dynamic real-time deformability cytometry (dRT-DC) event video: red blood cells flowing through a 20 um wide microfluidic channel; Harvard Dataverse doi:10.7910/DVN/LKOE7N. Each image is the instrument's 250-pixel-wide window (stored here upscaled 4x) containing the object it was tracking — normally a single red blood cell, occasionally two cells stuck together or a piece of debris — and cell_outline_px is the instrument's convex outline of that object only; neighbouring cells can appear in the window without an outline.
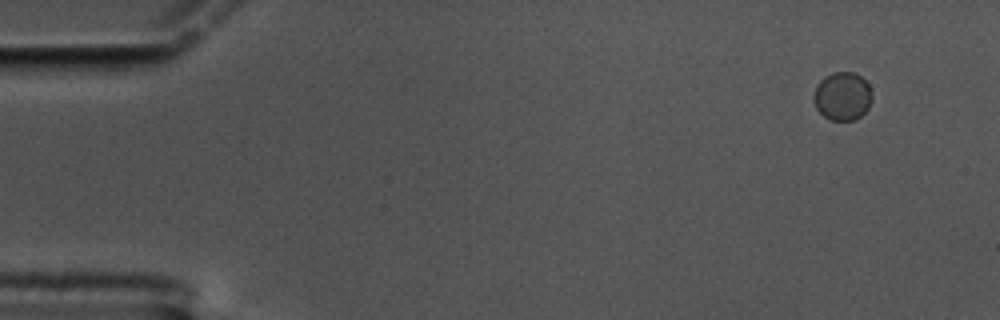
{"species": "common noctule bat (a hibernating species)", "species_latin": "Nyctalus noctula", "temperature_condition": "cold", "stored_images_in_passage": 56, "camera_frame_rate_fps": 3000, "um_per_image_px": 0.085, "animal": {"sex": "male", "body_mass_g": 17.5, "forearm_length_mm": 52.3}, "frame": {"image": 1, "passage_image": 1, "time_ms": 0.0, "image_size_px": [1000, 320], "cell_outline_px": [[872, 100], [868, 108], [856, 120], [828, 120], [816, 108], [812, 96], [816, 84], [824, 76], [832, 72], [852, 72], [860, 76], [868, 84], [872, 92]], "centroid_in_image_um": [71.59, 8.17], "position_along_channel_um": 13.4, "area_um2": 16.65}}
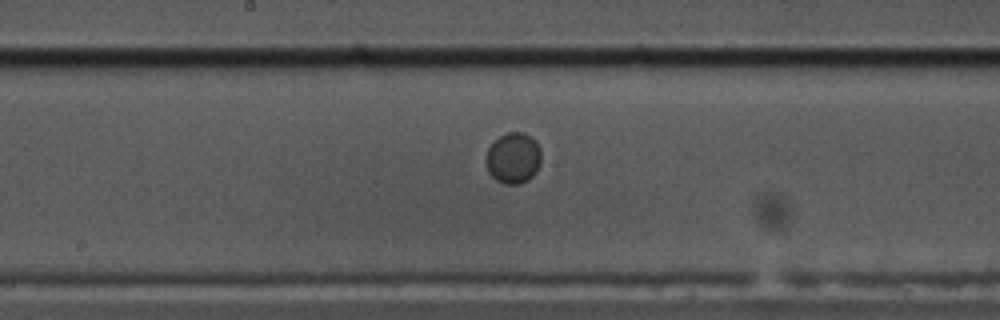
{"frame": {"image": 2, "passage_image": 28, "time_ms": 9.0, "image_size_px": [1000, 320], "cell_outline_px": [[540, 164], [536, 172], [528, 180], [520, 184], [504, 184], [496, 180], [488, 172], [484, 160], [488, 148], [500, 136], [508, 132], [524, 132], [532, 136], [536, 140], [540, 148]], "centroid_in_image_um": [43.63, 13.43], "position_along_channel_um": 204.6, "area_um2": 16.65}}
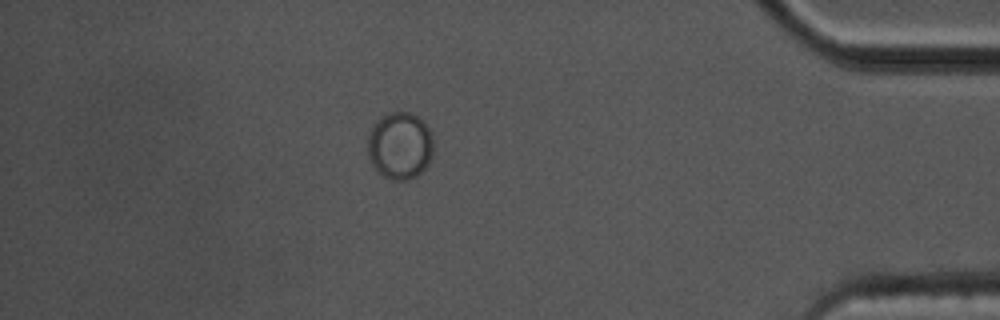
{"frame": {"image": 3, "passage_image": 49, "time_ms": 16.0, "image_size_px": [1000, 320], "cell_outline_px": [[432, 156], [428, 164], [416, 176], [408, 180], [392, 180], [384, 176], [372, 164], [368, 156], [368, 136], [372, 124], [388, 112], [412, 112], [424, 120], [432, 136]], "centroid_in_image_um": [33.99, 12.36], "position_along_channel_um": 401.2, "area_um2": 25.84}}